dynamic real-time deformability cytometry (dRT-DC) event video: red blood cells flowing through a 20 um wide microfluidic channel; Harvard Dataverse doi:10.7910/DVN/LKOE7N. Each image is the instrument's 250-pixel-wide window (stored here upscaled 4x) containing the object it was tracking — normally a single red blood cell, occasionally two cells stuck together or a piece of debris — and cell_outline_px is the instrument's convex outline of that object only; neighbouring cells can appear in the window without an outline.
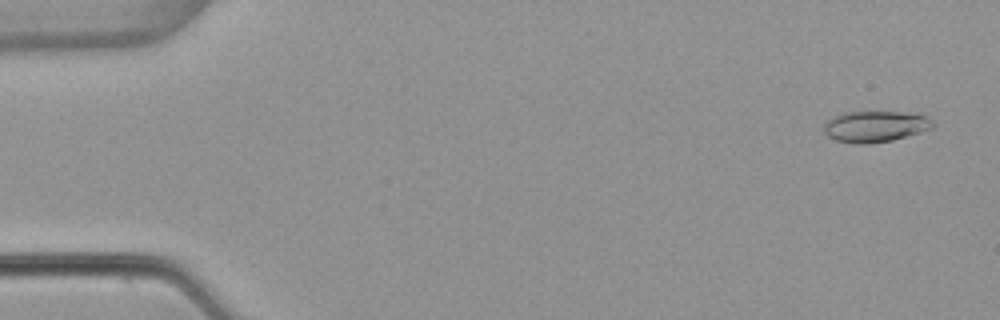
{"species": "common noctule bat (a hibernating species)", "species_latin": "Nyctalus noctula", "temperature_condition": "warm", "stored_images_in_passage": 54, "camera_frame_rate_fps": 3000, "um_per_image_px": 0.085, "animal": {"sex": "female", "body_mass_g": 22.7, "forearm_length_mm": 54.2}, "frame": {"image": 1, "passage_image": 3, "time_ms": 0.667, "image_size_px": [1000, 320], "cell_outline_px": [[936, 124], [932, 128], [920, 132], [892, 140], [868, 144], [852, 144], [836, 140], [828, 136], [824, 132], [824, 124], [832, 116], [844, 112], [908, 112], [928, 116]], "centroid_in_image_um": [74.4, 10.74], "position_along_channel_um": 10.6, "area_um2": 19.94}}
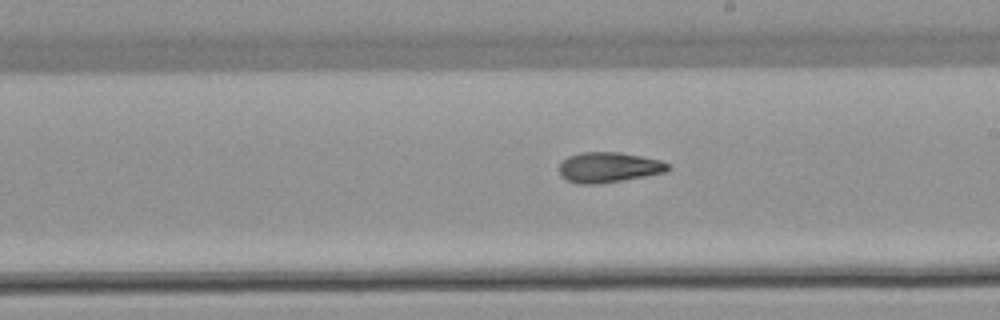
{"frame": {"image": 2, "passage_image": 31, "time_ms": 10.0, "image_size_px": [1000, 320], "cell_outline_px": [[672, 168], [664, 172], [644, 176], [596, 184], [576, 184], [560, 176], [560, 164], [568, 156], [580, 152], [620, 152], [660, 160], [672, 164]], "centroid_in_image_um": [51.74, 14.21], "position_along_channel_um": 237.3, "area_um2": 19.13}}
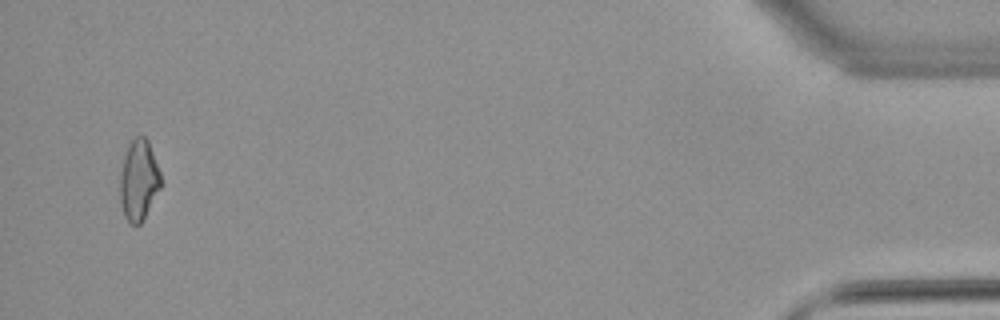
{"frame": {"image": 3, "passage_image": 52, "time_ms": 17.0, "image_size_px": [1000, 320], "cell_outline_px": [[160, 188], [140, 224], [132, 224], [124, 216], [120, 204], [120, 176], [124, 156], [128, 144], [136, 136], [144, 136], [148, 140], [160, 172]], "centroid_in_image_um": [11.77, 15.3], "position_along_channel_um": 423.4, "area_um2": 18.9}, "authors_computed_cell_mechanics": {"area_um2": 19.1318, "velocity_mm_per_s": 3.8575, "shape_relaxation_time_tau1_ms": null, "shape_relaxation_time_tau2_ms": 2.8425, "deformation_change_tau1": null, "deformation_change_tau2": 0.1089}}